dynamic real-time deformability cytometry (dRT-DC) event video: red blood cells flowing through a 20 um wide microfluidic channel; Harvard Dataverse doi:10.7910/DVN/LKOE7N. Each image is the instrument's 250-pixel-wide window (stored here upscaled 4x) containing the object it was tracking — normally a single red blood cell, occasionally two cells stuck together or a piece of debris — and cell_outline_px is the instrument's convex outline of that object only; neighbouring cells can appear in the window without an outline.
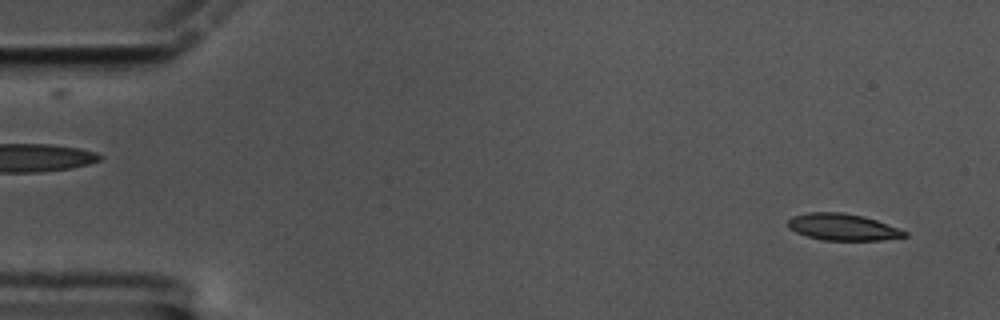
{"species": "common noctule bat (a hibernating species)", "species_latin": "Nyctalus noctula", "temperature_condition": "cold", "stored_images_in_passage": 58, "camera_frame_rate_fps": 3000, "um_per_image_px": 0.085, "animal": {"sex": "male", "body_mass_g": 17.5, "forearm_length_mm": 52.3}, "frame": {"image": 1, "passage_image": 3, "time_ms": 0.667, "image_size_px": [1000, 320], "cell_outline_px": [[908, 236], [880, 240], [820, 240], [796, 232], [788, 228], [788, 220], [792, 216], [808, 212], [840, 212], [864, 216], [876, 220], [908, 232]], "centroid_in_image_um": [71.61, 19.29], "position_along_channel_um": 13.4, "area_um2": 18.09}}
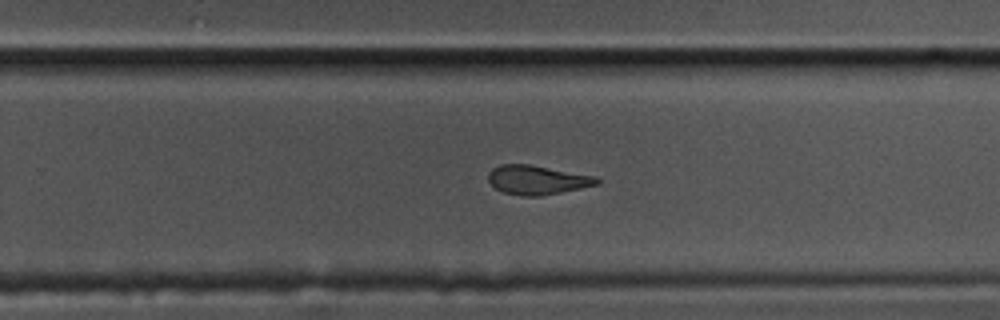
{"frame": {"image": 2, "passage_image": 37, "time_ms": 12.0, "image_size_px": [1000, 320], "cell_outline_px": [[600, 184], [540, 196], [520, 196], [504, 192], [496, 188], [488, 180], [488, 172], [492, 168], [500, 164], [528, 164], [596, 176], [600, 180]], "centroid_in_image_um": [45.65, 15.29], "position_along_channel_um": 284.1, "area_um2": 18.38}}
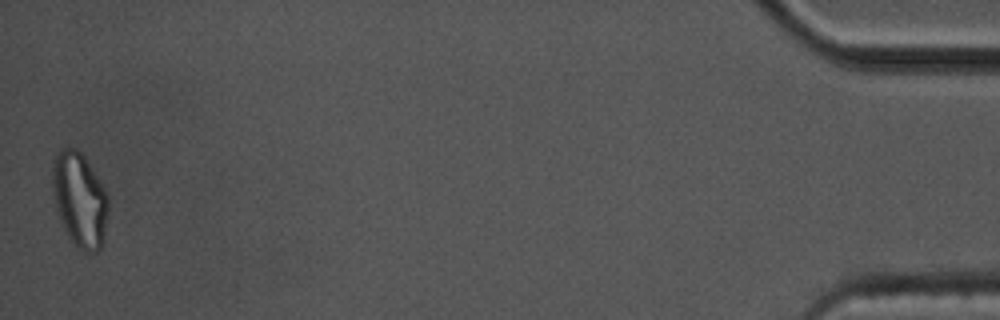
{"frame": {"image": 3, "passage_image": 58, "time_ms": 19.0, "image_size_px": [1000, 320], "cell_outline_px": [[108, 212], [104, 240], [100, 248], [96, 252], [84, 252], [72, 244], [60, 220], [56, 208], [52, 192], [52, 164], [56, 152], [64, 148], [76, 148], [84, 156], [104, 188], [108, 196]], "centroid_in_image_um": [6.76, 16.99], "position_along_channel_um": 428.4, "area_um2": 30.98}, "authors_computed_cell_mechanics": {"area_um2": 19.074, "velocity_mm_per_s": 3.387, "shape_relaxation_time_tau1_ms": 6.5438, "shape_relaxation_time_tau2_ms": 4.1384, "deformation_change_tau1": 0.1781, "deformation_change_tau2": 0.1229}}